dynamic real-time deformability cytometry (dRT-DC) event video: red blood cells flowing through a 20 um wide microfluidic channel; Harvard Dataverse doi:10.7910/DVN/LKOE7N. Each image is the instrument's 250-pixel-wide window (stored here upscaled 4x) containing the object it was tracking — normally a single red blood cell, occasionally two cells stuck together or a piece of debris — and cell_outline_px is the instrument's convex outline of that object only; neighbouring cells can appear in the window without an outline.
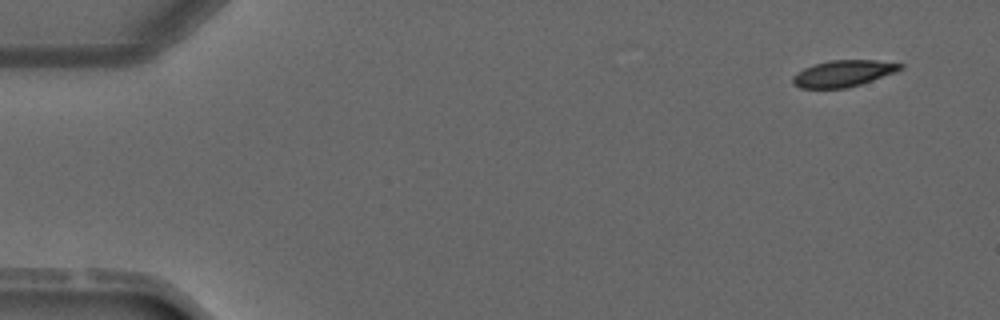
{"species": "common noctule bat (a hibernating species)", "species_latin": "Nyctalus noctula", "temperature_condition": "warm", "stored_images_in_passage": 4, "camera_frame_rate_fps": 3000, "um_per_image_px": 0.085, "animal": {"sex": "male", "forearm_length_mm": 52.5}, "frame": {"image": 1, "passage_image": 1, "time_ms": 0.0, "image_size_px": [1000, 320], "cell_outline_px": [[904, 68], [896, 72], [860, 84], [844, 88], [800, 88], [792, 84], [792, 76], [796, 72], [804, 68], [828, 60], [876, 60], [904, 64]], "centroid_in_image_um": [71.66, 6.24], "position_along_channel_um": 13.3, "area_um2": 16.59}}
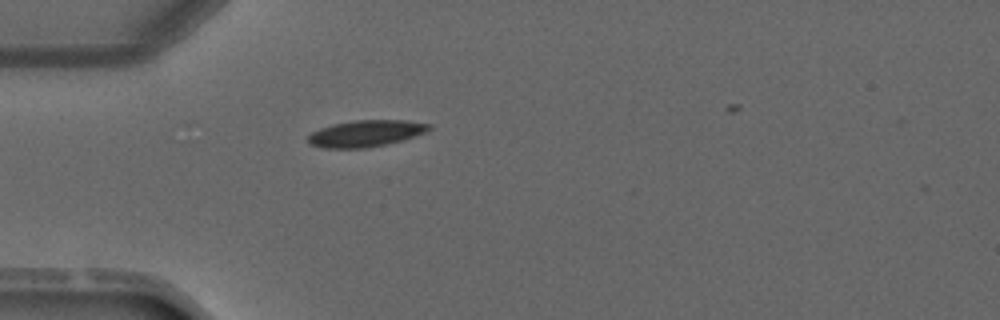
{"frame": {"image": 2, "passage_image": 4, "time_ms": 3.333, "image_size_px": [1000, 320], "cell_outline_px": [[432, 128], [428, 132], [388, 144], [364, 148], [324, 148], [308, 144], [308, 136], [312, 132], [320, 128], [332, 124], [352, 120], [408, 120], [432, 124]], "centroid_in_image_um": [31.12, 11.33], "position_along_channel_um": 53.9, "area_um2": 18.96}}